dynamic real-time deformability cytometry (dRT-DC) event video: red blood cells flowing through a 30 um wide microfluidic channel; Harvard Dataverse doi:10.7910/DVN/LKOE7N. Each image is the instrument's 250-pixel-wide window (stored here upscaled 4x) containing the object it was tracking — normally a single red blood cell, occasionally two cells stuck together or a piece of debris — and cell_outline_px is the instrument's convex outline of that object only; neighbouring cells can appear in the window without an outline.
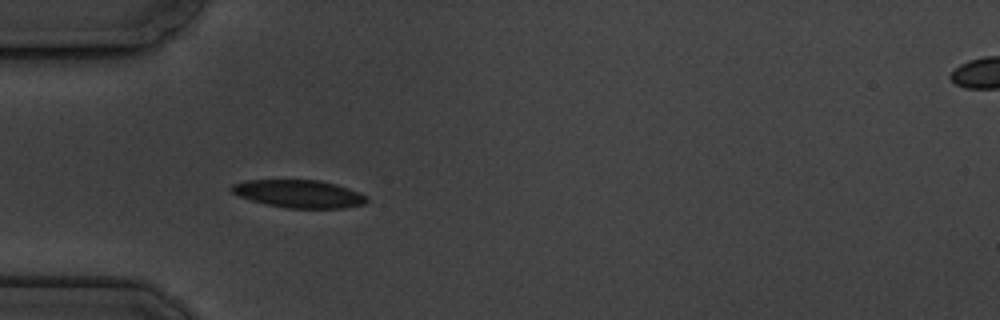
{"species": "common noctule bat (a hibernating species)", "species_latin": "Nyctalus noctula", "temperature_condition": "cold", "stored_images_in_passage": 7, "camera_frame_rate_fps": 3000, "um_per_image_px": 0.085, "animal": {"sex": "male", "body_mass_g": 19.5, "forearm_length_mm": 54.6}, "frame": {"image": 1, "passage_image": 6, "time_ms": 7.0, "image_size_px": [1000, 320], "cell_outline_px": [[368, 200], [364, 204], [344, 208], [288, 208], [268, 204], [252, 200], [240, 196], [232, 192], [232, 184], [244, 180], [320, 180], [336, 184], [360, 192], [368, 196]], "centroid_in_image_um": [25.46, 16.47], "position_along_channel_um": 59.5, "area_um2": 21.79}}